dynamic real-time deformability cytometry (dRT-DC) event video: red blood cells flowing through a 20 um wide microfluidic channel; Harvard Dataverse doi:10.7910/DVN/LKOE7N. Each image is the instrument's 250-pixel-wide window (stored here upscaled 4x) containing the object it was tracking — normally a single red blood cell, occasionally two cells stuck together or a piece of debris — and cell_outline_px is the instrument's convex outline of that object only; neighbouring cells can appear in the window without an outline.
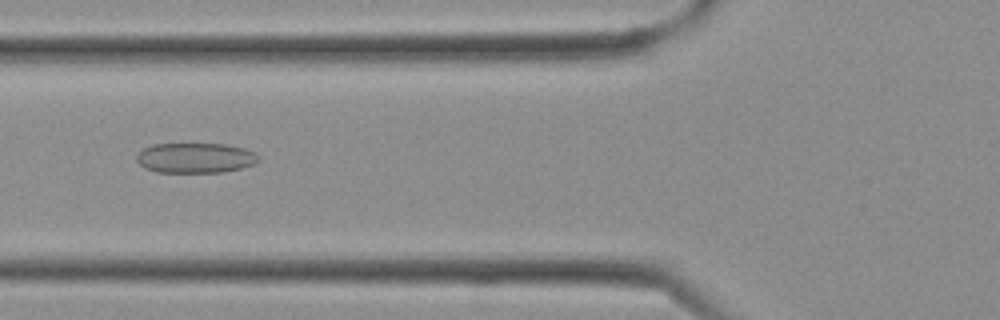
{"species": "Egyptian fruit bat (a non-hibernating species)", "species_latin": "Rousettus aegyptiacus", "temperature_condition": "cold", "stored_images_in_passage": 3, "camera_frame_rate_fps": 3000, "um_per_image_px": 0.085, "frame": {"image": 1, "passage_image": 3, "time_ms": 0.667, "image_size_px": [1000, 320], "cell_outline_px": [[260, 160], [256, 164], [224, 172], [156, 172], [144, 168], [136, 160], [136, 156], [144, 148], [152, 144], [224, 144], [244, 148], [256, 152], [260, 156]], "centroid_in_image_um": [16.64, 13.42], "position_along_channel_um": 109.2, "area_um2": 21.56}}